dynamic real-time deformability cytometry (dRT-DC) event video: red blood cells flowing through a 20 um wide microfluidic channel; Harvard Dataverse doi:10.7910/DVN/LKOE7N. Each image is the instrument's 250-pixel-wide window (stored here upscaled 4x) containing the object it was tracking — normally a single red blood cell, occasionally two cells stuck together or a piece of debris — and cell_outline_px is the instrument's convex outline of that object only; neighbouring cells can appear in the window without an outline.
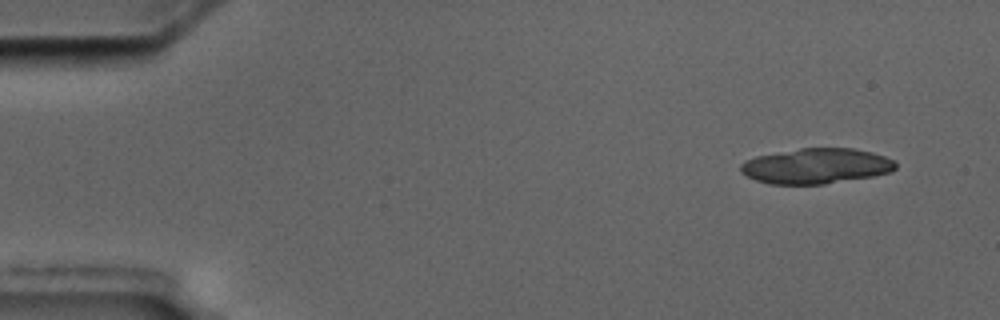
{"species": "common noctule bat (a hibernating species)", "species_latin": "Nyctalus noctula", "temperature_condition": "cold", "stored_images_in_passage": 4, "camera_frame_rate_fps": 3000, "um_per_image_px": 0.085, "animal": {"sex": "male", "body_mass_g": 17.5, "forearm_length_mm": 52.3}, "frame": {"image": 1, "passage_image": 1, "time_ms": 0.0, "image_size_px": [1000, 320], "cell_outline_px": [[896, 168], [892, 172], [872, 176], [824, 184], [768, 184], [756, 180], [740, 172], [740, 164], [744, 160], [756, 156], [800, 148], [852, 148], [872, 152], [896, 160]], "centroid_in_image_um": [69.37, 14.11], "position_along_channel_um": 15.6, "area_um2": 32.02}}